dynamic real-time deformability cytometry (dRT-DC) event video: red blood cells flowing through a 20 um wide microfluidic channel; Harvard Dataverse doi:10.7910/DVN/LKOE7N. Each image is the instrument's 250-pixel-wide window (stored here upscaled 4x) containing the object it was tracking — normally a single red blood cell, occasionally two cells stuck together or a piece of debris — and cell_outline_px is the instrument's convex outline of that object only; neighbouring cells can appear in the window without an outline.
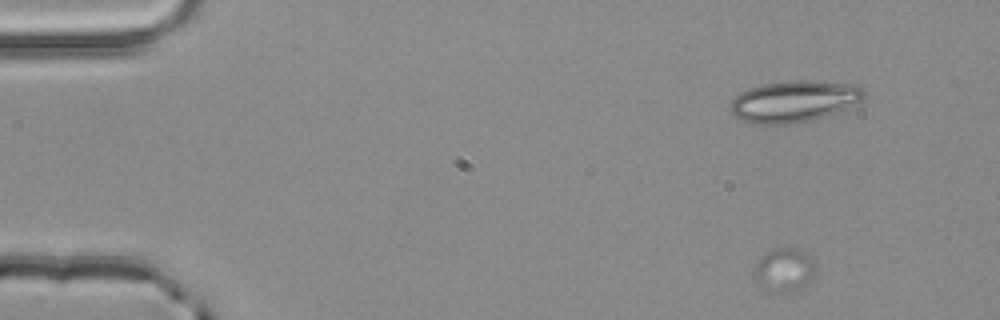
{"species": "common noctule bat (a hibernating species)", "species_latin": "Nyctalus noctula", "temperature_condition": "room temperature", "stored_images_in_passage": 4, "segment_of_instrument_passage": [2, 2], "camera_frame_rate_fps": 3000, "um_per_image_px": 0.085, "animal": {"sex": "male", "body_mass_g": 20.4}, "frame": {"image": 1, "passage_image": 2, "time_ms": 0.333, "image_size_px": [1000, 320], "cell_outline_px": [[816, 272], [796, 292], [768, 292], [760, 288], [752, 276], [756, 264], [760, 256], [776, 248], [796, 248], [812, 256]], "centroid_in_image_um": [66.61, 22.96], "position_along_channel_um": 18.4, "area_um2": 15.84}}